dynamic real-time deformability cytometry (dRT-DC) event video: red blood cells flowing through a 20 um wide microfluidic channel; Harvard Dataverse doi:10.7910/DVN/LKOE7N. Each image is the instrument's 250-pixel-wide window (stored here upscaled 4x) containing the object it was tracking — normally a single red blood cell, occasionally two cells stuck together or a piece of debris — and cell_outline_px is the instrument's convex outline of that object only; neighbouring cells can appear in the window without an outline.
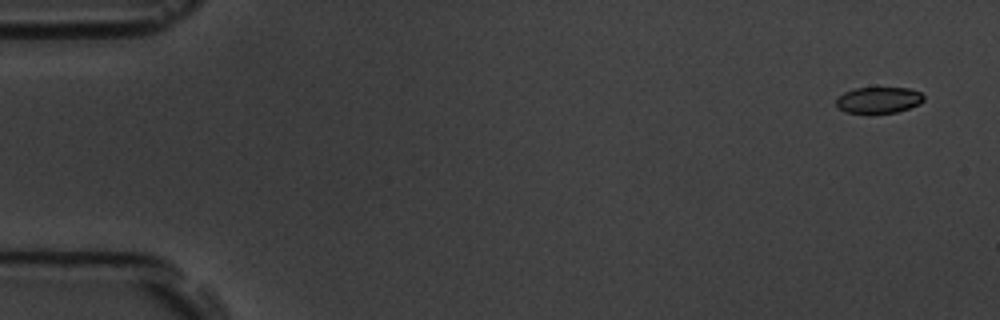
{"species": "common noctule bat (a hibernating species)", "species_latin": "Nyctalus noctula", "temperature_condition": "room temperature", "stored_images_in_passage": 10, "camera_frame_rate_fps": 3000, "um_per_image_px": 0.085, "animal": {"sex": "male", "body_mass_g": 19.5, "forearm_length_mm": 54.6}, "frame": {"image": 1, "passage_image": 1, "time_ms": 0.0, "image_size_px": [1000, 320], "cell_outline_px": [[924, 100], [920, 104], [896, 112], [844, 112], [836, 108], [836, 100], [844, 92], [856, 88], [908, 88], [920, 92], [924, 96]], "centroid_in_image_um": [74.68, 8.49], "position_along_channel_um": 10.3, "area_um2": 13.18}}
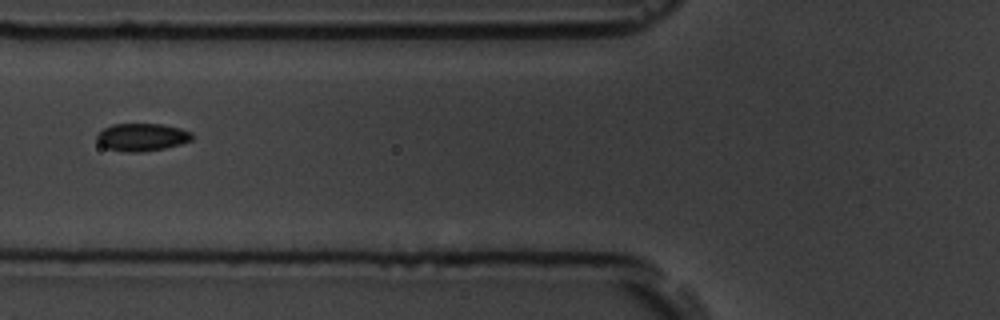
{"frame": {"image": 2, "passage_image": 7, "time_ms": 6.667, "image_size_px": [1000, 320], "cell_outline_px": [[192, 140], [180, 144], [164, 148], [140, 152], [124, 152], [108, 148], [100, 144], [96, 140], [96, 136], [104, 128], [112, 124], [164, 124], [180, 128], [192, 132]], "centroid_in_image_um": [12.07, 11.65], "position_along_channel_um": 113.7, "area_um2": 15.32}}
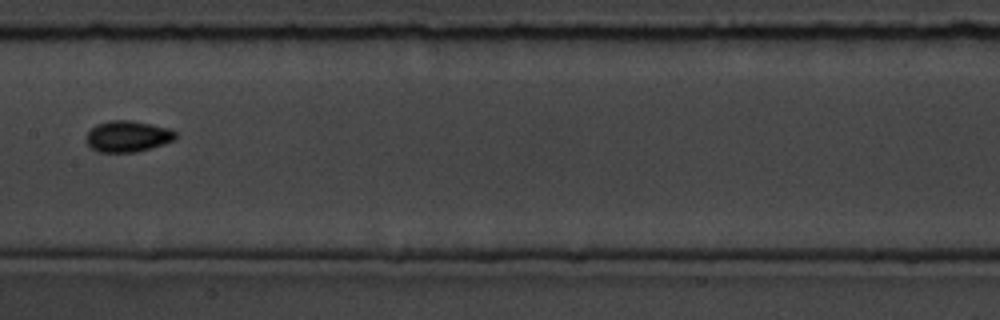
{"frame": {"image": 3, "passage_image": 9, "time_ms": 9.0, "image_size_px": [1000, 320], "cell_outline_px": [[176, 136], [172, 140], [164, 144], [136, 152], [100, 152], [92, 148], [84, 140], [88, 132], [96, 124], [108, 120], [132, 120], [152, 124], [168, 128], [176, 132]], "centroid_in_image_um": [10.83, 11.58], "position_along_channel_um": 196.6, "area_um2": 16.24}}